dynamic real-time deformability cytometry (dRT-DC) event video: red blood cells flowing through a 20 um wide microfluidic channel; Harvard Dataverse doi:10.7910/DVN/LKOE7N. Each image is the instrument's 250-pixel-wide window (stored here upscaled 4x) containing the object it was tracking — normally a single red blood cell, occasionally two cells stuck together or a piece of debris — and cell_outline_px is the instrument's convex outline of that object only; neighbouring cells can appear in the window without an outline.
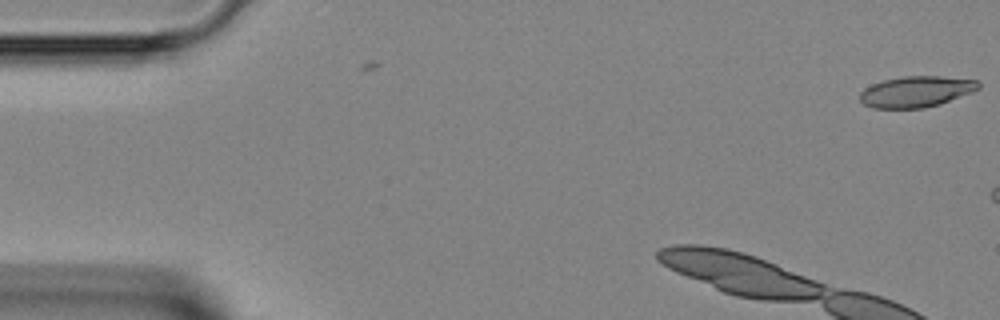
{"species": "Egyptian fruit bat (a non-hibernating species)", "species_latin": "Rousettus aegyptiacus", "temperature_condition": "room temperature", "stored_images_in_passage": 3, "camera_frame_rate_fps": 3000, "um_per_image_px": 0.085, "animal": {"sex": "female"}, "frame": {"image": 1, "passage_image": 3, "time_ms": 0.667, "image_size_px": [1000, 320], "cell_outline_px": [[980, 88], [972, 92], [940, 104], [924, 108], [872, 108], [864, 104], [860, 100], [860, 92], [864, 88], [872, 84], [884, 80], [904, 76], [940, 76], [980, 80]], "centroid_in_image_um": [77.89, 7.78], "position_along_channel_um": 7.1, "area_um2": 21.5}}